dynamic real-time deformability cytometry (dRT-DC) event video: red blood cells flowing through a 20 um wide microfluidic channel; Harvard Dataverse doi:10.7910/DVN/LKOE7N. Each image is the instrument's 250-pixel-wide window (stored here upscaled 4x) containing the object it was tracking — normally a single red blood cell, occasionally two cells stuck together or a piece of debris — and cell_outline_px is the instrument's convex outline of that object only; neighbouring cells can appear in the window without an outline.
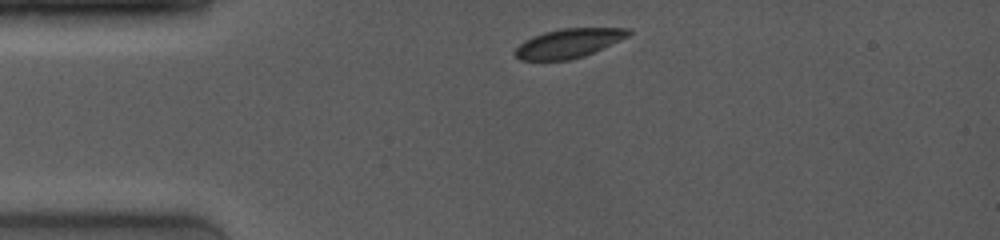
{"species": "common noctule bat (a hibernating species)", "species_latin": "Nyctalus noctula", "temperature_condition": "room temperature", "stored_images_in_passage": 4, "camera_frame_rate_fps": 4000, "um_per_image_px": 0.085, "animal": {"sex": "female", "body_mass_g": 19.0, "forearm_length_mm": 53.3}, "frame": {"image": 1, "passage_image": 1, "time_ms": 0.0, "image_size_px": [1000, 240], "cell_outline_px": [[632, 32], [628, 36], [584, 56], [568, 60], [520, 60], [512, 52], [524, 40], [532, 36], [544, 32], [560, 28], [632, 28]], "centroid_in_image_um": [48.3, 3.67], "position_along_channel_um": 36.7, "area_um2": 19.19}}
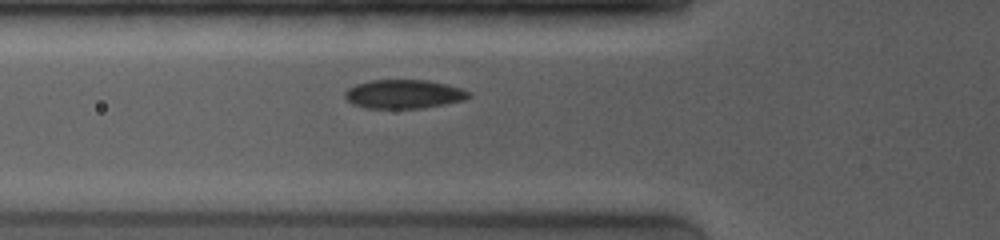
{"frame": {"image": 2, "passage_image": 4, "time_ms": 2.25, "image_size_px": [1000, 240], "cell_outline_px": [[472, 96], [464, 100], [424, 108], [364, 108], [352, 104], [344, 96], [344, 92], [348, 88], [356, 84], [372, 80], [428, 80], [448, 84], [472, 92]], "centroid_in_image_um": [34.34, 8.0], "position_along_channel_um": 91.5, "area_um2": 20.98}}